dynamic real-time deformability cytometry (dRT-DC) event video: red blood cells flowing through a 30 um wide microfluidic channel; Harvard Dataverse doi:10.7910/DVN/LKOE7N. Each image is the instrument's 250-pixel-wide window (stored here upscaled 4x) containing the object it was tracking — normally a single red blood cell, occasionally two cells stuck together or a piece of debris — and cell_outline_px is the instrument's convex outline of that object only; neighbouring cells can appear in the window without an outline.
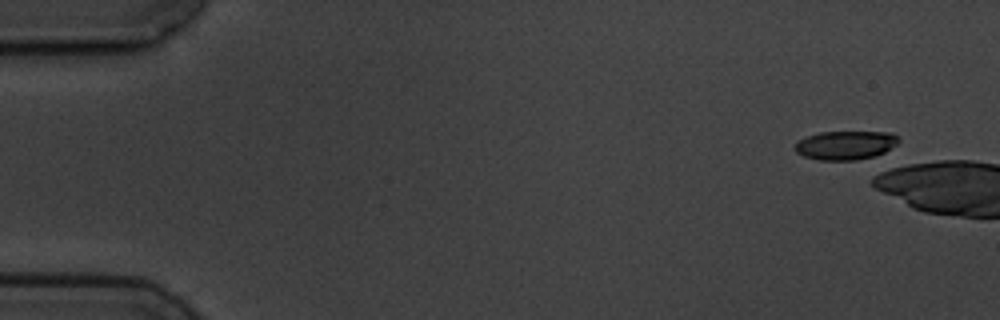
{"species": "common noctule bat (a hibernating species)", "species_latin": "Nyctalus noctula", "temperature_condition": "cold", "stored_images_in_passage": 1, "camera_frame_rate_fps": 3000, "um_per_image_px": 0.085, "animal": {"sex": "male", "body_mass_g": 19.5, "forearm_length_mm": 54.6}, "frame": {"image": 1, "passage_image": 1, "time_ms": 0.0, "image_size_px": [1000, 320], "cell_outline_px": [[900, 140], [896, 144], [876, 160], [820, 160], [804, 156], [796, 152], [796, 144], [800, 140], [808, 136], [820, 132], [892, 132]], "centroid_in_image_um": [71.97, 12.37], "position_along_channel_um": 13.0, "area_um2": 17.74}}